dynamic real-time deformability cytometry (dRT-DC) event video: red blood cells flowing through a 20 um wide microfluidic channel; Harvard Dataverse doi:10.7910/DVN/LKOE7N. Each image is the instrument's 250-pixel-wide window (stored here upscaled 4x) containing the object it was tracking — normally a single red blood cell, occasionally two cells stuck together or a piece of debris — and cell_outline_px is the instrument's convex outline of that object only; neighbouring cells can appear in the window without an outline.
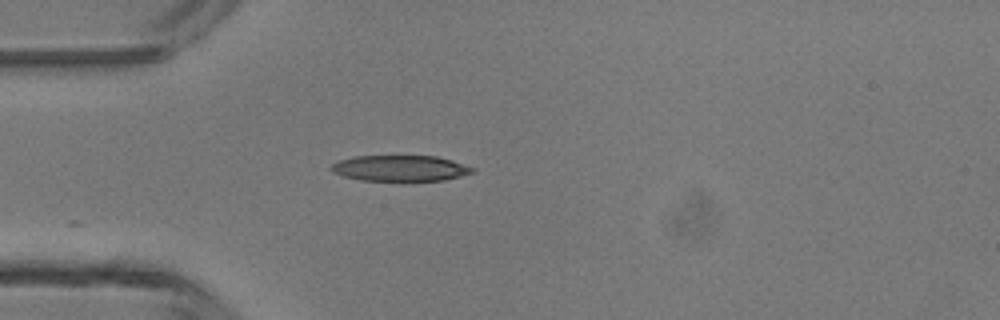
{"species": "common noctule bat (a hibernating species)", "species_latin": "Nyctalus noctula", "temperature_condition": "room temperature", "stored_images_in_passage": 35, "camera_frame_rate_fps": 3000, "um_per_image_px": 0.085, "animal": {"sex": "male", "body_mass_g": 13.3}, "frame": {"image": 1, "passage_image": 1, "time_ms": 0.0, "image_size_px": [1000, 320], "cell_outline_px": [[476, 172], [444, 180], [404, 184], [396, 184], [360, 180], [344, 176], [332, 172], [328, 168], [332, 164], [340, 160], [352, 156], [436, 156], [452, 160], [476, 168]], "centroid_in_image_um": [34.03, 14.36], "position_along_channel_um": 51.0, "area_um2": 22.6}}
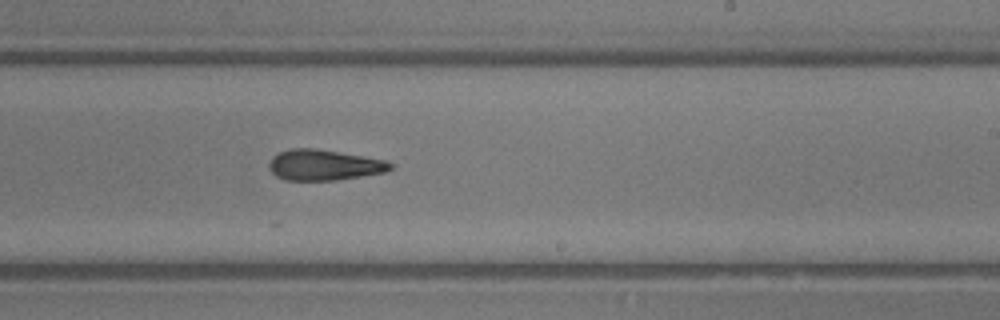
{"frame": {"image": 2, "passage_image": 16, "time_ms": 5.0, "image_size_px": [1000, 320], "cell_outline_px": [[392, 168], [384, 172], [336, 180], [288, 180], [276, 176], [272, 172], [268, 164], [272, 156], [288, 148], [316, 148], [388, 160], [392, 164]], "centroid_in_image_um": [27.53, 14.01], "position_along_channel_um": 261.5, "area_um2": 21.68}}
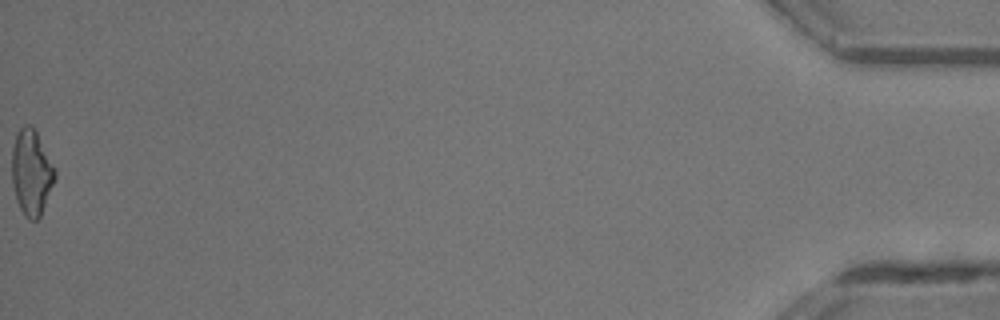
{"frame": {"image": 3, "passage_image": 35, "time_ms": 11.333, "image_size_px": [1000, 320], "cell_outline_px": [[56, 180], [40, 216], [36, 220], [28, 220], [24, 216], [16, 200], [12, 184], [12, 148], [16, 136], [20, 128], [24, 124], [32, 124], [56, 168]], "centroid_in_image_um": [2.68, 14.66], "position_along_channel_um": 432.5, "area_um2": 21.73}, "authors_computed_cell_mechanics": {"area_um2": 21.7328, "velocity_mm_per_s": 4.415, "shape_relaxation_time_tau1_ms": null, "shape_relaxation_time_tau2_ms": 3.9465, "deformation_change_tau1": null, "deformation_change_tau2": 0.1485}}